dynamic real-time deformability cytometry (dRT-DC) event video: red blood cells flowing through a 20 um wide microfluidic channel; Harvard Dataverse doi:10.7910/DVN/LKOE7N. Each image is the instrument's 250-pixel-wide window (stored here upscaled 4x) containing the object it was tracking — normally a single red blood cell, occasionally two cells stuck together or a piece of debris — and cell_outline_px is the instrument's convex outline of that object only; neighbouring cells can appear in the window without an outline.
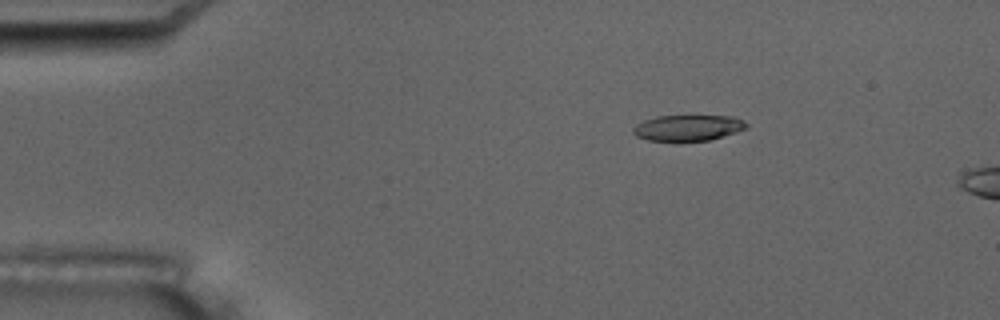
{"species": "common noctule bat (a hibernating species)", "species_latin": "Nyctalus noctula", "temperature_condition": "room temperature", "stored_images_in_passage": 3, "camera_frame_rate_fps": 3000, "um_per_image_px": 0.085, "animal": {"sex": "male", "body_mass_g": 17.5, "forearm_length_mm": 52.3}, "frame": {"image": 1, "passage_image": 1, "time_ms": 0.0, "image_size_px": [1000, 320], "cell_outline_px": [[748, 128], [736, 132], [708, 140], [676, 144], [648, 140], [636, 136], [632, 132], [632, 128], [636, 124], [644, 120], [656, 116], [736, 116], [744, 120], [748, 124]], "centroid_in_image_um": [58.45, 10.9], "position_along_channel_um": 26.6, "area_um2": 17.86}}